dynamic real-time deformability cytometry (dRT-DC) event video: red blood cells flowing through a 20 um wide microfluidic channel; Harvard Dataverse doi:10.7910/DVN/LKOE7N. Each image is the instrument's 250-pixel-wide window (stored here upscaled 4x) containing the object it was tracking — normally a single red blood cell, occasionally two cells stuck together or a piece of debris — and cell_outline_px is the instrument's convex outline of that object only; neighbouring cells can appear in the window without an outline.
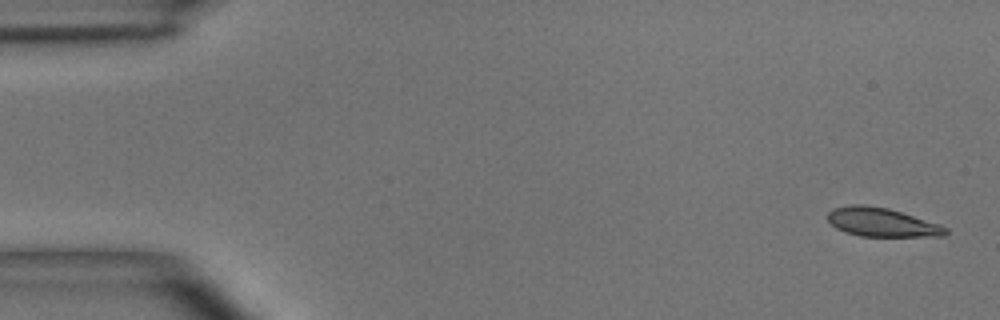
{"species": "common noctule bat (a hibernating species)", "species_latin": "Nyctalus noctula", "temperature_condition": "room temperature", "stored_images_in_passage": 6, "camera_frame_rate_fps": 3000, "um_per_image_px": 0.085, "animal": {"sex": "male", "body_mass_g": 15.6}, "frame": {"image": 1, "passage_image": 1, "time_ms": 0.0, "image_size_px": [1000, 320], "cell_outline_px": [[948, 232], [944, 236], [860, 236], [844, 232], [836, 228], [828, 220], [828, 212], [832, 208], [852, 204], [864, 204], [888, 208], [940, 224], [948, 228]], "centroid_in_image_um": [74.94, 18.89], "position_along_channel_um": 10.1, "area_um2": 19.83}}
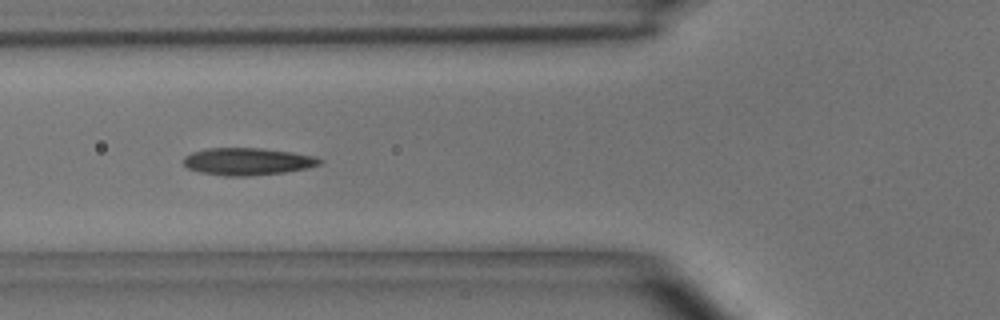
{"frame": {"image": 2, "passage_image": 6, "time_ms": 5.667, "image_size_px": [1000, 320], "cell_outline_px": [[324, 160], [320, 164], [308, 168], [284, 172], [248, 176], [224, 176], [200, 172], [188, 168], [184, 164], [184, 156], [192, 152], [208, 148], [260, 148], [292, 152], [316, 156]], "centroid_in_image_um": [21.06, 13.72], "position_along_channel_um": 104.7, "area_um2": 21.68}}